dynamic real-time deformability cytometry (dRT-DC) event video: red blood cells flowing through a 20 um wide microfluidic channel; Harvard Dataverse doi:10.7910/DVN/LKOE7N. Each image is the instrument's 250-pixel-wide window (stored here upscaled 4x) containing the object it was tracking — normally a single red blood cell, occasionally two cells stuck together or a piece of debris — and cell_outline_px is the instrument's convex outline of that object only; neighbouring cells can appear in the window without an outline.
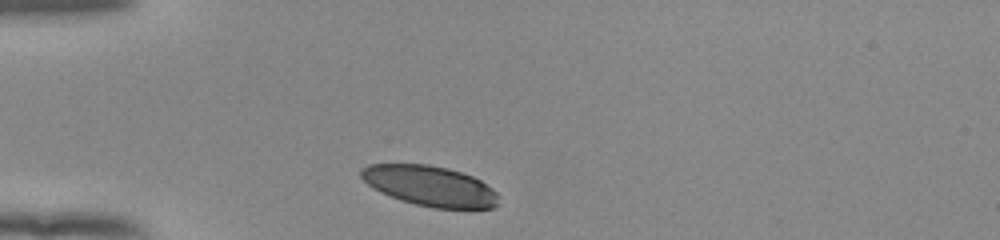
{"species": "human", "species_latin": "Homo sapiens", "temperature_condition": "room temperature", "stored_images_in_passage": 31, "camera_frame_rate_fps": 3000, "um_per_image_px": 0.085, "donor": {"sex": "female"}, "frame": {"image": 1, "passage_image": 1, "time_ms": 0.0, "image_size_px": [1000, 240], "cell_outline_px": [[500, 204], [496, 208], [432, 208], [400, 200], [380, 192], [372, 188], [360, 176], [360, 168], [368, 164], [428, 164], [448, 168], [472, 176], [480, 180], [492, 188], [496, 192]], "centroid_in_image_um": [36.54, 15.8], "position_along_channel_um": 48.5, "area_um2": 32.43}}
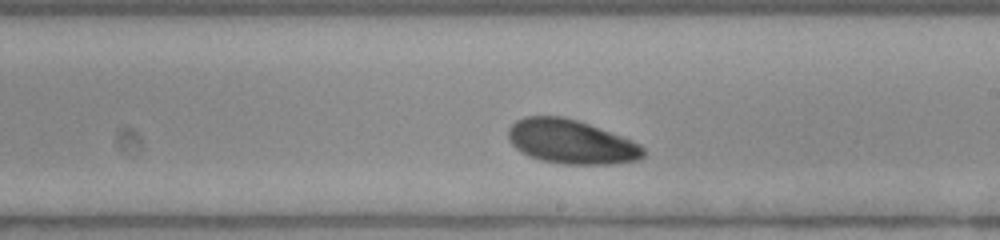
{"frame": {"image": 2, "passage_image": 18, "time_ms": 5.667, "image_size_px": [1000, 240], "cell_outline_px": [[644, 156], [640, 160], [612, 164], [564, 164], [540, 160], [528, 156], [520, 152], [508, 140], [508, 128], [516, 120], [524, 116], [564, 116], [588, 124], [632, 140], [640, 144], [644, 148]], "centroid_in_image_um": [48.52, 12.05], "position_along_channel_um": 240.5, "area_um2": 34.85}}
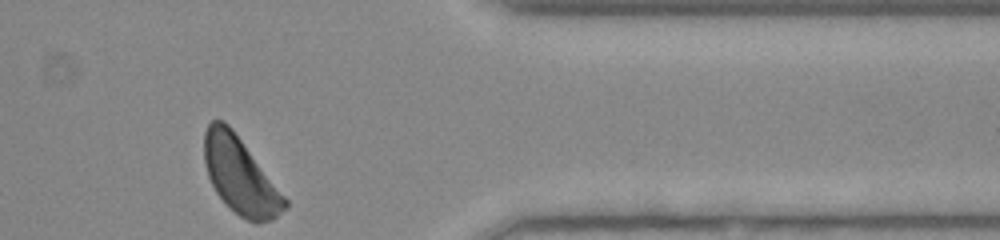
{"frame": {"image": 3, "passage_image": 31, "time_ms": 10.0, "image_size_px": [1000, 240], "cell_outline_px": [[288, 204], [272, 220], [256, 224], [240, 216], [216, 192], [208, 176], [204, 160], [204, 132], [208, 124], [212, 120], [224, 120], [232, 128], [288, 200]], "centroid_in_image_um": [20.41, 14.91], "position_along_channel_um": 391.0, "area_um2": 35.32}, "authors_computed_cell_mechanics": {"area_um2": 35.0268, "velocity_mm_per_s": 3.8194, "shape_relaxation_time_tau1_ms": 1.5837, "shape_relaxation_time_tau2_ms": null, "deformation_change_tau1": 0.0797, "deformation_change_tau2": null}}